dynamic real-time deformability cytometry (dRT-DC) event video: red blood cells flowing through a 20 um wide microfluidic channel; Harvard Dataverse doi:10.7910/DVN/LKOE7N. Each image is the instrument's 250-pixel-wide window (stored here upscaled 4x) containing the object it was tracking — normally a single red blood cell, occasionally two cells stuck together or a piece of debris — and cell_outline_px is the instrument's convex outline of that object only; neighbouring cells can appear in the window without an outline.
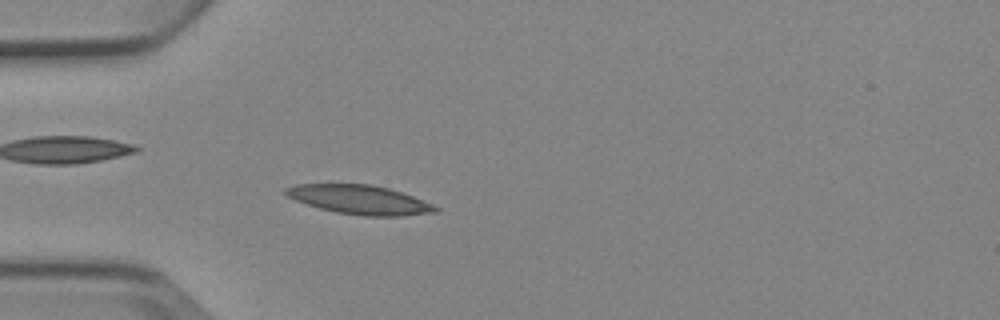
{"species": "Egyptian fruit bat (a non-hibernating species)", "species_latin": "Rousettus aegyptiacus", "temperature_condition": "cold", "stored_images_in_passage": 2, "camera_frame_rate_fps": 3000, "um_per_image_px": 0.085, "animal": {"sex": "female"}, "frame": {"image": 1, "passage_image": 2, "time_ms": 1.333, "image_size_px": [1000, 320], "cell_outline_px": [[440, 212], [400, 216], [364, 216], [336, 212], [320, 208], [296, 200], [288, 196], [284, 192], [284, 188], [296, 184], [372, 184], [388, 188], [412, 196], [432, 204], [440, 208]], "centroid_in_image_um": [30.59, 16.97], "position_along_channel_um": 54.4, "area_um2": 25.26}}